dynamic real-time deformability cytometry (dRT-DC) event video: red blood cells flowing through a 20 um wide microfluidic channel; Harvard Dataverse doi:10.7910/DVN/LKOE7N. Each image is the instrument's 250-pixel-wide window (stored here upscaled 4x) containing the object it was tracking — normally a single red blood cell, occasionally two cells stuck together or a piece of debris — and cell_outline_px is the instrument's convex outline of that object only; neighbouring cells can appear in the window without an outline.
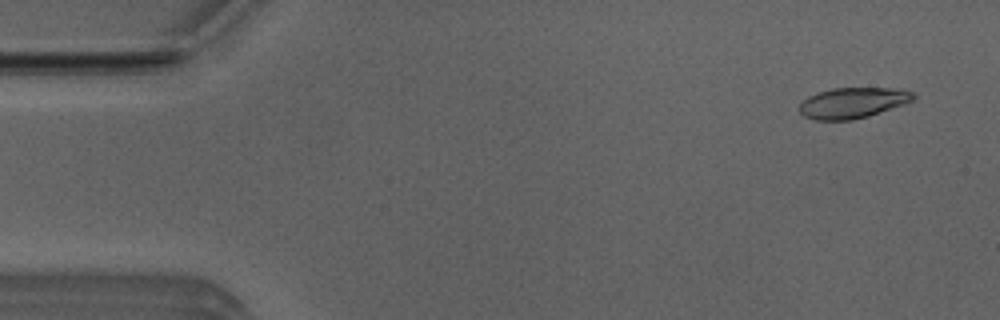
{"species": "Egyptian fruit bat (a non-hibernating species)", "species_latin": "Rousettus aegyptiacus", "temperature_condition": "room temperature", "stored_images_in_passage": 4, "camera_frame_rate_fps": 3000, "um_per_image_px": 0.085, "animal": {"sex": "male"}, "frame": {"image": 1, "passage_image": 1, "time_ms": 0.0, "image_size_px": [1000, 320], "cell_outline_px": [[916, 96], [912, 100], [904, 104], [868, 116], [852, 120], [816, 120], [804, 116], [800, 112], [800, 104], [808, 96], [832, 88], [904, 88], [912, 92]], "centroid_in_image_um": [72.5, 8.73], "position_along_channel_um": 12.5, "area_um2": 20.29}}